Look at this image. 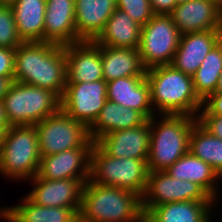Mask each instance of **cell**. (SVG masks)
Wrapping results in <instances>:
<instances>
[{
	"label": "cell",
	"instance_id": "cell-36",
	"mask_svg": "<svg viewBox=\"0 0 222 222\" xmlns=\"http://www.w3.org/2000/svg\"><path fill=\"white\" fill-rule=\"evenodd\" d=\"M14 83V77L0 76V101L9 92L11 85Z\"/></svg>",
	"mask_w": 222,
	"mask_h": 222
},
{
	"label": "cell",
	"instance_id": "cell-22",
	"mask_svg": "<svg viewBox=\"0 0 222 222\" xmlns=\"http://www.w3.org/2000/svg\"><path fill=\"white\" fill-rule=\"evenodd\" d=\"M141 27L127 13L115 9L103 31L94 40L97 45L138 49Z\"/></svg>",
	"mask_w": 222,
	"mask_h": 222
},
{
	"label": "cell",
	"instance_id": "cell-29",
	"mask_svg": "<svg viewBox=\"0 0 222 222\" xmlns=\"http://www.w3.org/2000/svg\"><path fill=\"white\" fill-rule=\"evenodd\" d=\"M222 71V40L208 53L200 67L192 75L195 94L203 102L215 93L220 72Z\"/></svg>",
	"mask_w": 222,
	"mask_h": 222
},
{
	"label": "cell",
	"instance_id": "cell-33",
	"mask_svg": "<svg viewBox=\"0 0 222 222\" xmlns=\"http://www.w3.org/2000/svg\"><path fill=\"white\" fill-rule=\"evenodd\" d=\"M198 115L222 116V93H212L203 102Z\"/></svg>",
	"mask_w": 222,
	"mask_h": 222
},
{
	"label": "cell",
	"instance_id": "cell-3",
	"mask_svg": "<svg viewBox=\"0 0 222 222\" xmlns=\"http://www.w3.org/2000/svg\"><path fill=\"white\" fill-rule=\"evenodd\" d=\"M79 217L85 222H142L141 198L118 187L102 186L90 179L84 184Z\"/></svg>",
	"mask_w": 222,
	"mask_h": 222
},
{
	"label": "cell",
	"instance_id": "cell-15",
	"mask_svg": "<svg viewBox=\"0 0 222 222\" xmlns=\"http://www.w3.org/2000/svg\"><path fill=\"white\" fill-rule=\"evenodd\" d=\"M181 35L221 30L222 8L210 0H189L177 4L169 14Z\"/></svg>",
	"mask_w": 222,
	"mask_h": 222
},
{
	"label": "cell",
	"instance_id": "cell-4",
	"mask_svg": "<svg viewBox=\"0 0 222 222\" xmlns=\"http://www.w3.org/2000/svg\"><path fill=\"white\" fill-rule=\"evenodd\" d=\"M159 116L161 120H156ZM159 116L150 119L149 171H165L189 152L191 129L197 122V117L188 115Z\"/></svg>",
	"mask_w": 222,
	"mask_h": 222
},
{
	"label": "cell",
	"instance_id": "cell-26",
	"mask_svg": "<svg viewBox=\"0 0 222 222\" xmlns=\"http://www.w3.org/2000/svg\"><path fill=\"white\" fill-rule=\"evenodd\" d=\"M46 0H16L12 6L15 24L23 42H44Z\"/></svg>",
	"mask_w": 222,
	"mask_h": 222
},
{
	"label": "cell",
	"instance_id": "cell-11",
	"mask_svg": "<svg viewBox=\"0 0 222 222\" xmlns=\"http://www.w3.org/2000/svg\"><path fill=\"white\" fill-rule=\"evenodd\" d=\"M106 89L105 80L66 83L64 93L60 98L61 110L89 129L107 101Z\"/></svg>",
	"mask_w": 222,
	"mask_h": 222
},
{
	"label": "cell",
	"instance_id": "cell-10",
	"mask_svg": "<svg viewBox=\"0 0 222 222\" xmlns=\"http://www.w3.org/2000/svg\"><path fill=\"white\" fill-rule=\"evenodd\" d=\"M180 201L216 202L201 186L175 179L166 171H149L141 209L145 215L152 207Z\"/></svg>",
	"mask_w": 222,
	"mask_h": 222
},
{
	"label": "cell",
	"instance_id": "cell-37",
	"mask_svg": "<svg viewBox=\"0 0 222 222\" xmlns=\"http://www.w3.org/2000/svg\"><path fill=\"white\" fill-rule=\"evenodd\" d=\"M7 115L5 112L3 101H0V128H9Z\"/></svg>",
	"mask_w": 222,
	"mask_h": 222
},
{
	"label": "cell",
	"instance_id": "cell-39",
	"mask_svg": "<svg viewBox=\"0 0 222 222\" xmlns=\"http://www.w3.org/2000/svg\"><path fill=\"white\" fill-rule=\"evenodd\" d=\"M215 93H222V71L220 72L217 88L215 90Z\"/></svg>",
	"mask_w": 222,
	"mask_h": 222
},
{
	"label": "cell",
	"instance_id": "cell-12",
	"mask_svg": "<svg viewBox=\"0 0 222 222\" xmlns=\"http://www.w3.org/2000/svg\"><path fill=\"white\" fill-rule=\"evenodd\" d=\"M94 144L90 139L83 147L42 156L37 176L47 180L90 179L91 150Z\"/></svg>",
	"mask_w": 222,
	"mask_h": 222
},
{
	"label": "cell",
	"instance_id": "cell-9",
	"mask_svg": "<svg viewBox=\"0 0 222 222\" xmlns=\"http://www.w3.org/2000/svg\"><path fill=\"white\" fill-rule=\"evenodd\" d=\"M40 156L57 154L83 147L89 140V129L61 109L35 125Z\"/></svg>",
	"mask_w": 222,
	"mask_h": 222
},
{
	"label": "cell",
	"instance_id": "cell-13",
	"mask_svg": "<svg viewBox=\"0 0 222 222\" xmlns=\"http://www.w3.org/2000/svg\"><path fill=\"white\" fill-rule=\"evenodd\" d=\"M29 180L33 182L34 189L26 196L35 204L49 207H81L83 187L89 179L47 180L36 175Z\"/></svg>",
	"mask_w": 222,
	"mask_h": 222
},
{
	"label": "cell",
	"instance_id": "cell-27",
	"mask_svg": "<svg viewBox=\"0 0 222 222\" xmlns=\"http://www.w3.org/2000/svg\"><path fill=\"white\" fill-rule=\"evenodd\" d=\"M10 222H75L81 207H49L32 202L26 195L22 203L10 206Z\"/></svg>",
	"mask_w": 222,
	"mask_h": 222
},
{
	"label": "cell",
	"instance_id": "cell-24",
	"mask_svg": "<svg viewBox=\"0 0 222 222\" xmlns=\"http://www.w3.org/2000/svg\"><path fill=\"white\" fill-rule=\"evenodd\" d=\"M165 171L175 179L188 180L198 184L215 201L218 199V180L222 181V178L209 164L193 156L190 152L179 158Z\"/></svg>",
	"mask_w": 222,
	"mask_h": 222
},
{
	"label": "cell",
	"instance_id": "cell-38",
	"mask_svg": "<svg viewBox=\"0 0 222 222\" xmlns=\"http://www.w3.org/2000/svg\"><path fill=\"white\" fill-rule=\"evenodd\" d=\"M10 211H11L10 207L0 208V220L4 219V221L7 220V222H10Z\"/></svg>",
	"mask_w": 222,
	"mask_h": 222
},
{
	"label": "cell",
	"instance_id": "cell-14",
	"mask_svg": "<svg viewBox=\"0 0 222 222\" xmlns=\"http://www.w3.org/2000/svg\"><path fill=\"white\" fill-rule=\"evenodd\" d=\"M95 144L105 154L115 158L148 159L150 119L139 126L101 136Z\"/></svg>",
	"mask_w": 222,
	"mask_h": 222
},
{
	"label": "cell",
	"instance_id": "cell-21",
	"mask_svg": "<svg viewBox=\"0 0 222 222\" xmlns=\"http://www.w3.org/2000/svg\"><path fill=\"white\" fill-rule=\"evenodd\" d=\"M98 46L101 48L103 79L106 82L121 77L146 76L147 69L138 49Z\"/></svg>",
	"mask_w": 222,
	"mask_h": 222
},
{
	"label": "cell",
	"instance_id": "cell-5",
	"mask_svg": "<svg viewBox=\"0 0 222 222\" xmlns=\"http://www.w3.org/2000/svg\"><path fill=\"white\" fill-rule=\"evenodd\" d=\"M40 152L35 125L10 126L0 148V173L8 179L29 180L39 169Z\"/></svg>",
	"mask_w": 222,
	"mask_h": 222
},
{
	"label": "cell",
	"instance_id": "cell-20",
	"mask_svg": "<svg viewBox=\"0 0 222 222\" xmlns=\"http://www.w3.org/2000/svg\"><path fill=\"white\" fill-rule=\"evenodd\" d=\"M116 8V0H75L78 38L81 41H94Z\"/></svg>",
	"mask_w": 222,
	"mask_h": 222
},
{
	"label": "cell",
	"instance_id": "cell-28",
	"mask_svg": "<svg viewBox=\"0 0 222 222\" xmlns=\"http://www.w3.org/2000/svg\"><path fill=\"white\" fill-rule=\"evenodd\" d=\"M189 152L209 164L222 178V140L210 134L198 122L191 129Z\"/></svg>",
	"mask_w": 222,
	"mask_h": 222
},
{
	"label": "cell",
	"instance_id": "cell-7",
	"mask_svg": "<svg viewBox=\"0 0 222 222\" xmlns=\"http://www.w3.org/2000/svg\"><path fill=\"white\" fill-rule=\"evenodd\" d=\"M2 101L10 126L36 125L61 109L52 90L15 81Z\"/></svg>",
	"mask_w": 222,
	"mask_h": 222
},
{
	"label": "cell",
	"instance_id": "cell-42",
	"mask_svg": "<svg viewBox=\"0 0 222 222\" xmlns=\"http://www.w3.org/2000/svg\"><path fill=\"white\" fill-rule=\"evenodd\" d=\"M214 1L217 5H219L222 8V0H210Z\"/></svg>",
	"mask_w": 222,
	"mask_h": 222
},
{
	"label": "cell",
	"instance_id": "cell-44",
	"mask_svg": "<svg viewBox=\"0 0 222 222\" xmlns=\"http://www.w3.org/2000/svg\"><path fill=\"white\" fill-rule=\"evenodd\" d=\"M75 222H85L80 217Z\"/></svg>",
	"mask_w": 222,
	"mask_h": 222
},
{
	"label": "cell",
	"instance_id": "cell-35",
	"mask_svg": "<svg viewBox=\"0 0 222 222\" xmlns=\"http://www.w3.org/2000/svg\"><path fill=\"white\" fill-rule=\"evenodd\" d=\"M150 4L154 14L169 15L177 2L176 0H150Z\"/></svg>",
	"mask_w": 222,
	"mask_h": 222
},
{
	"label": "cell",
	"instance_id": "cell-23",
	"mask_svg": "<svg viewBox=\"0 0 222 222\" xmlns=\"http://www.w3.org/2000/svg\"><path fill=\"white\" fill-rule=\"evenodd\" d=\"M215 202L180 201L152 207L146 222H211V207ZM211 219V220H210Z\"/></svg>",
	"mask_w": 222,
	"mask_h": 222
},
{
	"label": "cell",
	"instance_id": "cell-8",
	"mask_svg": "<svg viewBox=\"0 0 222 222\" xmlns=\"http://www.w3.org/2000/svg\"><path fill=\"white\" fill-rule=\"evenodd\" d=\"M180 37L170 15L155 14L141 27L138 50L144 67L171 65Z\"/></svg>",
	"mask_w": 222,
	"mask_h": 222
},
{
	"label": "cell",
	"instance_id": "cell-6",
	"mask_svg": "<svg viewBox=\"0 0 222 222\" xmlns=\"http://www.w3.org/2000/svg\"><path fill=\"white\" fill-rule=\"evenodd\" d=\"M147 160L115 158L94 144L91 150L90 180L102 186L131 191L141 198L148 182Z\"/></svg>",
	"mask_w": 222,
	"mask_h": 222
},
{
	"label": "cell",
	"instance_id": "cell-2",
	"mask_svg": "<svg viewBox=\"0 0 222 222\" xmlns=\"http://www.w3.org/2000/svg\"><path fill=\"white\" fill-rule=\"evenodd\" d=\"M145 75L150 85L151 105L155 115L198 116L202 101L195 94L192 76L172 65L149 68Z\"/></svg>",
	"mask_w": 222,
	"mask_h": 222
},
{
	"label": "cell",
	"instance_id": "cell-40",
	"mask_svg": "<svg viewBox=\"0 0 222 222\" xmlns=\"http://www.w3.org/2000/svg\"><path fill=\"white\" fill-rule=\"evenodd\" d=\"M16 0H0V5L2 6H13Z\"/></svg>",
	"mask_w": 222,
	"mask_h": 222
},
{
	"label": "cell",
	"instance_id": "cell-43",
	"mask_svg": "<svg viewBox=\"0 0 222 222\" xmlns=\"http://www.w3.org/2000/svg\"><path fill=\"white\" fill-rule=\"evenodd\" d=\"M189 0H176L177 4H180V3H184V2H187Z\"/></svg>",
	"mask_w": 222,
	"mask_h": 222
},
{
	"label": "cell",
	"instance_id": "cell-30",
	"mask_svg": "<svg viewBox=\"0 0 222 222\" xmlns=\"http://www.w3.org/2000/svg\"><path fill=\"white\" fill-rule=\"evenodd\" d=\"M22 43L17 32L12 7L0 5V48L16 49Z\"/></svg>",
	"mask_w": 222,
	"mask_h": 222
},
{
	"label": "cell",
	"instance_id": "cell-45",
	"mask_svg": "<svg viewBox=\"0 0 222 222\" xmlns=\"http://www.w3.org/2000/svg\"><path fill=\"white\" fill-rule=\"evenodd\" d=\"M221 40H222V23H221Z\"/></svg>",
	"mask_w": 222,
	"mask_h": 222
},
{
	"label": "cell",
	"instance_id": "cell-34",
	"mask_svg": "<svg viewBox=\"0 0 222 222\" xmlns=\"http://www.w3.org/2000/svg\"><path fill=\"white\" fill-rule=\"evenodd\" d=\"M15 49L0 48V76L14 77Z\"/></svg>",
	"mask_w": 222,
	"mask_h": 222
},
{
	"label": "cell",
	"instance_id": "cell-32",
	"mask_svg": "<svg viewBox=\"0 0 222 222\" xmlns=\"http://www.w3.org/2000/svg\"><path fill=\"white\" fill-rule=\"evenodd\" d=\"M197 122L210 134L222 140V116L198 115Z\"/></svg>",
	"mask_w": 222,
	"mask_h": 222
},
{
	"label": "cell",
	"instance_id": "cell-1",
	"mask_svg": "<svg viewBox=\"0 0 222 222\" xmlns=\"http://www.w3.org/2000/svg\"><path fill=\"white\" fill-rule=\"evenodd\" d=\"M14 81L52 90L60 98L66 85L65 46L23 42L14 51Z\"/></svg>",
	"mask_w": 222,
	"mask_h": 222
},
{
	"label": "cell",
	"instance_id": "cell-31",
	"mask_svg": "<svg viewBox=\"0 0 222 222\" xmlns=\"http://www.w3.org/2000/svg\"><path fill=\"white\" fill-rule=\"evenodd\" d=\"M117 9L127 13L140 26H144L155 14L150 0H116Z\"/></svg>",
	"mask_w": 222,
	"mask_h": 222
},
{
	"label": "cell",
	"instance_id": "cell-16",
	"mask_svg": "<svg viewBox=\"0 0 222 222\" xmlns=\"http://www.w3.org/2000/svg\"><path fill=\"white\" fill-rule=\"evenodd\" d=\"M66 83L96 82L103 79L101 48L94 41L65 46Z\"/></svg>",
	"mask_w": 222,
	"mask_h": 222
},
{
	"label": "cell",
	"instance_id": "cell-41",
	"mask_svg": "<svg viewBox=\"0 0 222 222\" xmlns=\"http://www.w3.org/2000/svg\"><path fill=\"white\" fill-rule=\"evenodd\" d=\"M9 128H0V148L3 143V138H4V133L8 130Z\"/></svg>",
	"mask_w": 222,
	"mask_h": 222
},
{
	"label": "cell",
	"instance_id": "cell-18",
	"mask_svg": "<svg viewBox=\"0 0 222 222\" xmlns=\"http://www.w3.org/2000/svg\"><path fill=\"white\" fill-rule=\"evenodd\" d=\"M221 40V30H205L181 35L179 46L171 65L181 72L192 76Z\"/></svg>",
	"mask_w": 222,
	"mask_h": 222
},
{
	"label": "cell",
	"instance_id": "cell-25",
	"mask_svg": "<svg viewBox=\"0 0 222 222\" xmlns=\"http://www.w3.org/2000/svg\"><path fill=\"white\" fill-rule=\"evenodd\" d=\"M146 120L140 112L107 99L98 118L89 128V136L95 142L101 136L139 126Z\"/></svg>",
	"mask_w": 222,
	"mask_h": 222
},
{
	"label": "cell",
	"instance_id": "cell-17",
	"mask_svg": "<svg viewBox=\"0 0 222 222\" xmlns=\"http://www.w3.org/2000/svg\"><path fill=\"white\" fill-rule=\"evenodd\" d=\"M44 42L61 46L81 42L75 28V0H46Z\"/></svg>",
	"mask_w": 222,
	"mask_h": 222
},
{
	"label": "cell",
	"instance_id": "cell-19",
	"mask_svg": "<svg viewBox=\"0 0 222 222\" xmlns=\"http://www.w3.org/2000/svg\"><path fill=\"white\" fill-rule=\"evenodd\" d=\"M106 93L108 100L136 110L146 119L155 115L146 76L121 77L107 82Z\"/></svg>",
	"mask_w": 222,
	"mask_h": 222
}]
</instances>
